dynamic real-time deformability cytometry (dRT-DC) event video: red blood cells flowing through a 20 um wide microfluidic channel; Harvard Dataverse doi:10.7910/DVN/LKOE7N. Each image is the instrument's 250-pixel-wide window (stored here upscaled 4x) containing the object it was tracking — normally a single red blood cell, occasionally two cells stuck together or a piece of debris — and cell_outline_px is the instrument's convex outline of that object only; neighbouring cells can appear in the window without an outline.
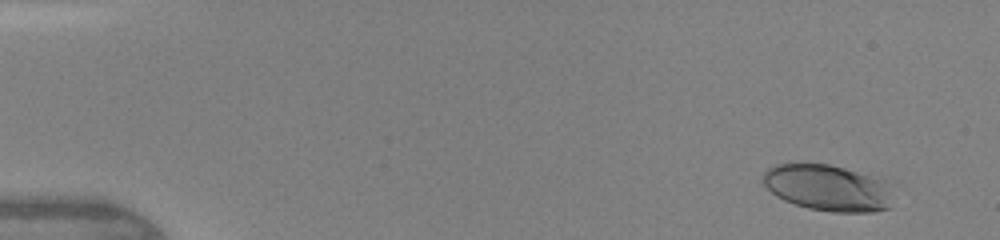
{"species": "human", "species_latin": "Homo sapiens", "temperature_condition": "warm", "stored_images_in_passage": 47, "camera_frame_rate_fps": 3000, "um_per_image_px": 0.085, "donor": {"sex": "female"}, "frame": {"image": 1, "passage_image": 4, "time_ms": 1.0, "image_size_px": [1000, 240], "cell_outline_px": [[896, 180], [888, 208], [872, 212], [832, 212], [808, 208], [784, 200], [776, 196], [760, 180], [764, 172], [768, 168], [776, 164], [828, 164]], "centroid_in_image_um": [70.48, 15.95], "position_along_channel_um": 14.5, "area_um2": 36.01}}
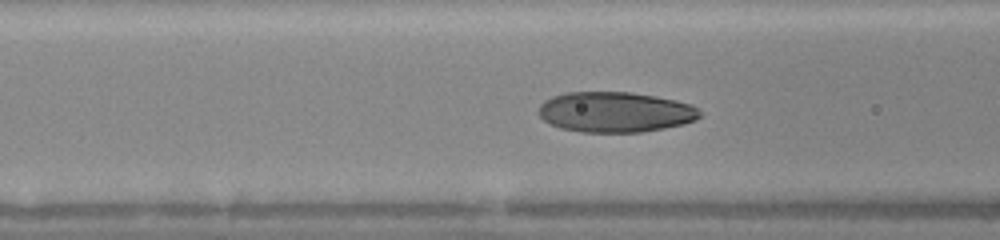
{"frame": {"image": 2, "passage_image": 20, "time_ms": 6.333, "image_size_px": [1000, 240], "cell_outline_px": [[704, 112], [696, 120], [684, 124], [664, 128], [640, 132], [580, 132], [560, 128], [544, 120], [540, 116], [540, 104], [544, 100], [552, 96], [568, 92], [632, 92], [656, 96], [676, 100], [692, 104]], "centroid_in_image_um": [52.34, 9.52], "position_along_channel_um": 114.3, "area_um2": 38.15}}
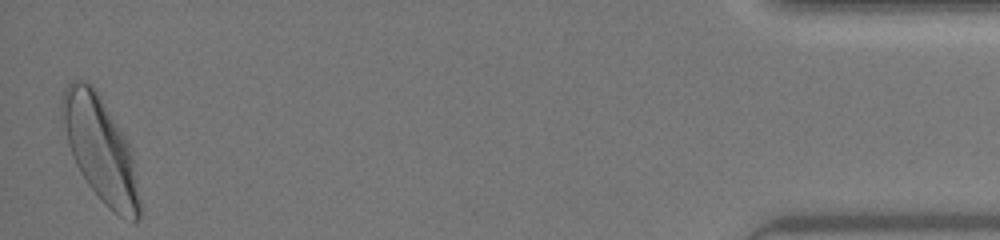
{"frame": {"image": 3, "passage_image": 47, "time_ms": 15.333, "image_size_px": [1000, 240], "cell_outline_px": [[140, 220], [132, 220], [120, 216], [112, 212], [100, 200], [88, 184], [80, 172], [76, 164], [68, 144], [60, 112], [60, 104], [64, 88], [72, 80], [84, 80], [92, 84], [96, 88], [132, 148], [140, 200]], "centroid_in_image_um": [8.53, 12.66], "position_along_channel_um": 426.7, "area_um2": 47.4}, "authors_computed_cell_mechanics": {"area_um2": 37.281, "velocity_mm_per_s": 4.336, "shape_relaxation_time_tau1_ms": 2.5538, "shape_relaxation_time_tau2_ms": null, "deformation_change_tau1": 0.163, "deformation_change_tau2": null}}